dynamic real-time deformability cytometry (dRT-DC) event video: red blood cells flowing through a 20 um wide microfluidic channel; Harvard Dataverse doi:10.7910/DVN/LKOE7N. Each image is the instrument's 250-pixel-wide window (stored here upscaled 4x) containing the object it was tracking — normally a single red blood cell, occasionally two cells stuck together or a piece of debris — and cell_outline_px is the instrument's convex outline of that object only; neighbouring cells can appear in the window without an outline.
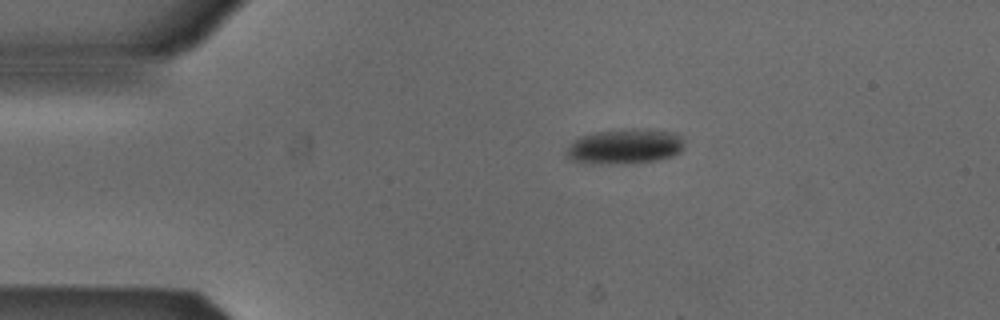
{"species": "Egyptian fruit bat (a non-hibernating species)", "species_latin": "Rousettus aegyptiacus", "temperature_condition": "cold", "stored_images_in_passage": 37, "camera_frame_rate_fps": 3000, "um_per_image_px": 0.085, "animal": {"sex": "male"}, "frame": {"image": 1, "passage_image": 1, "time_ms": 0.0, "image_size_px": [1000, 320], "cell_outline_px": [[684, 148], [680, 152], [672, 156], [656, 160], [628, 164], [592, 164], [572, 160], [568, 156], [568, 148], [580, 136], [596, 132], [632, 128], [676, 132], [684, 136]], "centroid_in_image_um": [53.19, 12.45], "position_along_channel_um": 31.8, "area_um2": 24.22}}
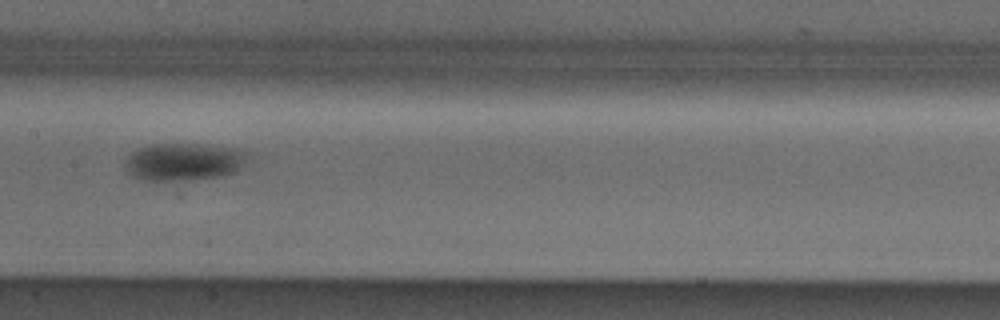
{"frame": {"image": 2, "passage_image": 17, "time_ms": 5.333, "image_size_px": [1000, 320], "cell_outline_px": [[248, 156], [236, 172], [224, 176], [188, 180], [144, 180], [132, 176], [124, 168], [124, 164], [128, 156], [132, 152], [140, 148], [152, 144], [212, 144], [236, 148], [248, 152]], "centroid_in_image_um": [15.64, 13.74], "position_along_channel_um": 191.8, "area_um2": 27.05}}
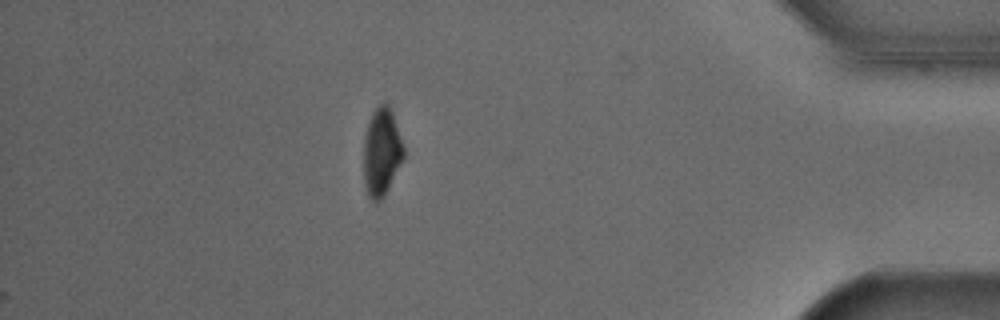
{"frame": {"image": 3, "passage_image": 37, "time_ms": 12.0, "image_size_px": [1000, 320], "cell_outline_px": [[404, 160], [384, 196], [380, 200], [372, 200], [368, 196], [364, 184], [364, 136], [372, 112], [384, 100], [388, 100], [392, 108], [404, 148]], "centroid_in_image_um": [32.46, 12.86], "position_along_channel_um": 402.7, "area_um2": 20.87}, "authors_computed_cell_mechanics": {"area_um2": 26.0678, "velocity_mm_per_s": 3.867, "shape_relaxation_time_tau1_ms": 2.0941, "shape_relaxation_time_tau2_ms": null, "deformation_change_tau1": 0.1024, "deformation_change_tau2": null}}